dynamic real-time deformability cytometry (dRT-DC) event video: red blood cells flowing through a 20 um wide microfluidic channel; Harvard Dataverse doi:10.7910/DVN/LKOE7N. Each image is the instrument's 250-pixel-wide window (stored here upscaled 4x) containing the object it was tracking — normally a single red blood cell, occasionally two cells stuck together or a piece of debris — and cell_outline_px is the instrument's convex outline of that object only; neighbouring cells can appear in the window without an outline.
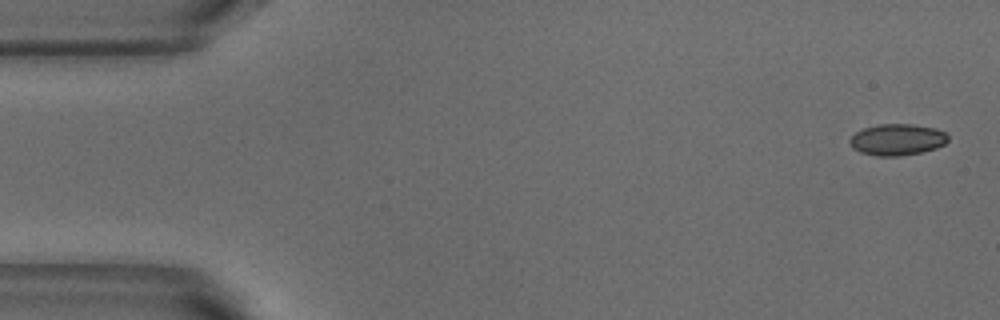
{"species": "common noctule bat (a hibernating species)", "species_latin": "Nyctalus noctula", "temperature_condition": "warm", "stored_images_in_passage": 6, "camera_frame_rate_fps": 3000, "um_per_image_px": 0.085, "animal": {"sex": "male", "body_mass_g": 18.8}, "frame": {"image": 1, "passage_image": 1, "time_ms": 0.0, "image_size_px": [1000, 320], "cell_outline_px": [[948, 140], [944, 144], [936, 148], [920, 152], [900, 156], [876, 156], [860, 152], [852, 148], [848, 140], [856, 132], [864, 128], [880, 124], [912, 124], [936, 128], [944, 132], [948, 136]], "centroid_in_image_um": [76.25, 11.87], "position_along_channel_um": 8.8, "area_um2": 17.98}}
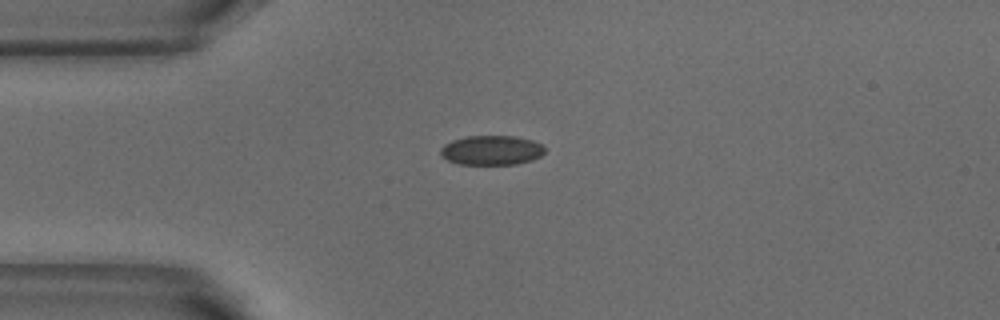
{"frame": {"image": 2, "passage_image": 4, "time_ms": 1.0, "image_size_px": [1000, 320], "cell_outline_px": [[544, 152], [540, 156], [532, 160], [516, 164], [460, 164], [448, 160], [440, 156], [440, 148], [444, 144], [452, 140], [468, 136], [516, 136], [532, 140], [540, 144], [544, 148]], "centroid_in_image_um": [41.75, 12.77], "position_along_channel_um": 43.2, "area_um2": 17.92}}
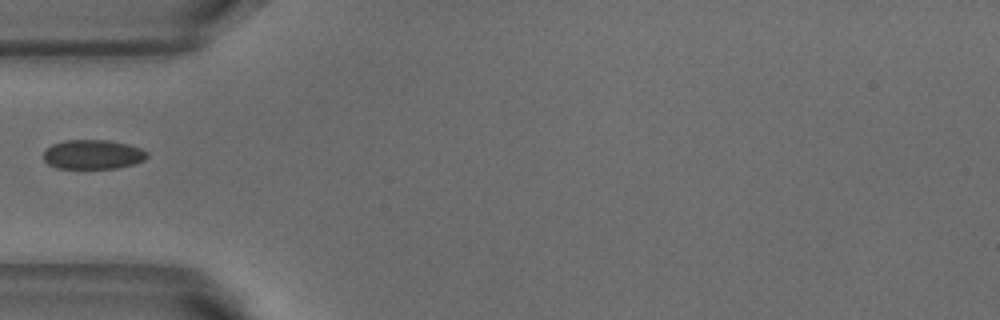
{"frame": {"image": 3, "passage_image": 5, "time_ms": 1.333, "image_size_px": [1000, 320], "cell_outline_px": [[148, 156], [144, 160], [132, 164], [116, 168], [56, 168], [48, 164], [44, 160], [44, 152], [52, 144], [64, 140], [108, 140], [128, 144], [140, 148], [148, 152]], "centroid_in_image_um": [7.89, 13.12], "position_along_channel_um": 77.1, "area_um2": 17.69}}